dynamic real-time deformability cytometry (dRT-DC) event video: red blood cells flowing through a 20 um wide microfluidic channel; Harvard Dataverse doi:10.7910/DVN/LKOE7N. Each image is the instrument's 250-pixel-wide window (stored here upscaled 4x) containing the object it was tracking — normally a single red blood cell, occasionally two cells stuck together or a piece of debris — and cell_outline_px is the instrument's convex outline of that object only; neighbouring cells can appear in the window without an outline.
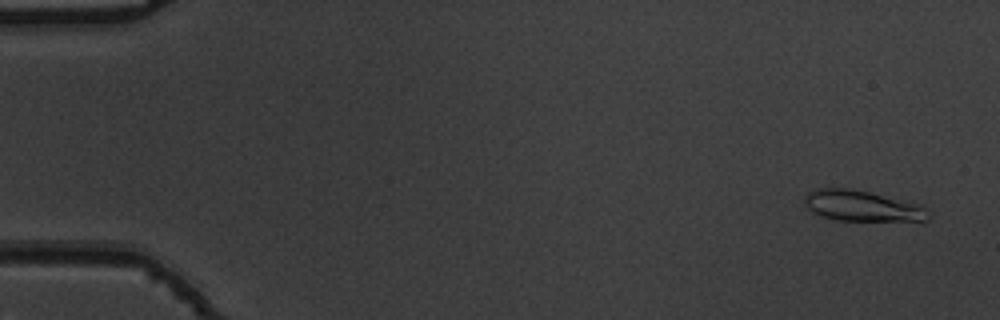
{"species": "common noctule bat (a hibernating species)", "species_latin": "Nyctalus noctula", "temperature_condition": "warm", "stored_images_in_passage": 54, "camera_frame_rate_fps": 3000, "um_per_image_px": 0.085, "animal": {"sex": "male", "body_mass_g": 19.5, "forearm_length_mm": 54.6}, "frame": {"image": 1, "passage_image": 3, "time_ms": 0.667, "image_size_px": [1000, 320], "cell_outline_px": [[932, 216], [928, 220], [836, 220], [820, 216], [812, 212], [804, 204], [804, 196], [808, 192], [820, 188], [852, 188], [924, 204], [932, 212]], "centroid_in_image_um": [73.34, 17.49], "position_along_channel_um": 11.7, "area_um2": 22.6}}
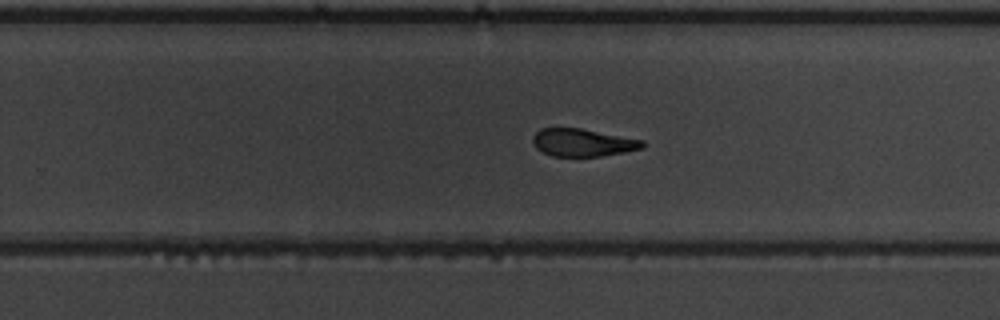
{"frame": {"image": 2, "passage_image": 35, "time_ms": 11.333, "image_size_px": [1000, 320], "cell_outline_px": [[644, 148], [624, 152], [600, 156], [552, 156], [536, 148], [532, 144], [532, 136], [540, 128], [580, 128], [644, 140]], "centroid_in_image_um": [49.51, 12.11], "position_along_channel_um": 280.3, "area_um2": 17.69}}
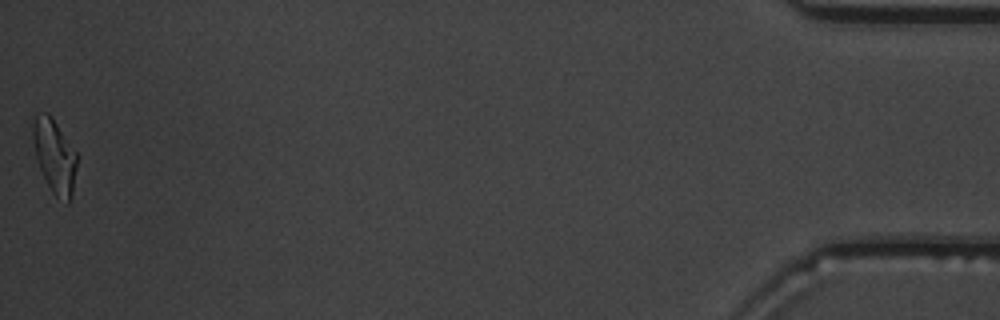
{"frame": {"image": 3, "passage_image": 54, "time_ms": 17.667, "image_size_px": [1000, 320], "cell_outline_px": [[80, 156], [72, 196], [68, 204], [56, 196], [52, 192], [40, 168], [36, 156], [32, 140], [32, 124], [36, 116], [44, 112], [48, 112], [52, 116]], "centroid_in_image_um": [4.69, 13.26], "position_along_channel_um": 430.5, "area_um2": 19.36}, "authors_computed_cell_mechanics": {"area_um2": 19.4497, "velocity_mm_per_s": 3.8232, "shape_relaxation_time_tau1_ms": 3.8881, "shape_relaxation_time_tau2_ms": 2.1978, "deformation_change_tau1": 0.1561, "deformation_change_tau2": 0.0941}}